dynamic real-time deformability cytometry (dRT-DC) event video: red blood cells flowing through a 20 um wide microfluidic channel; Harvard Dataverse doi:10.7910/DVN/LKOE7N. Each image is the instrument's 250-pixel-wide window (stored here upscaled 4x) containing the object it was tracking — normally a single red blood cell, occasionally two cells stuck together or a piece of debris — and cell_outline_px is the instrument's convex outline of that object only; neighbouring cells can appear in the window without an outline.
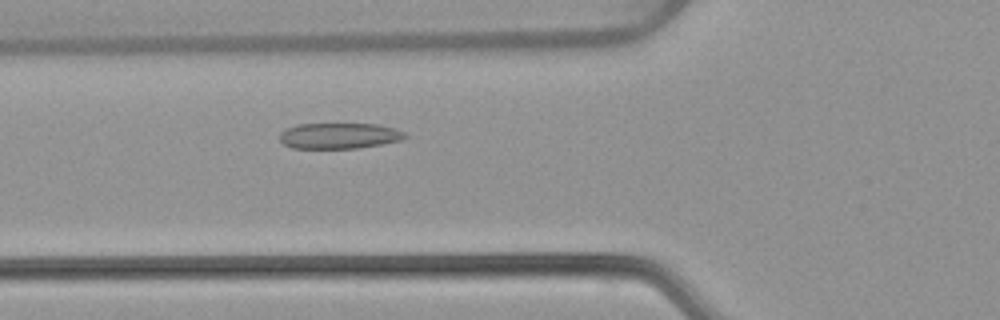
{"species": "common noctule bat (a hibernating species)", "species_latin": "Nyctalus noctula", "temperature_condition": "warm", "stored_images_in_passage": 49, "camera_frame_rate_fps": 3000, "um_per_image_px": 0.085, "animal": {"sex": "female", "body_mass_g": 22.7, "forearm_length_mm": 54.2}, "frame": {"image": 1, "passage_image": 15, "time_ms": 4.667, "image_size_px": [1000, 320], "cell_outline_px": [[408, 136], [400, 140], [380, 144], [356, 148], [292, 148], [284, 144], [280, 140], [280, 132], [296, 124], [376, 124], [396, 128], [404, 132]], "centroid_in_image_um": [28.82, 11.53], "position_along_channel_um": 97.0, "area_um2": 18.73}}
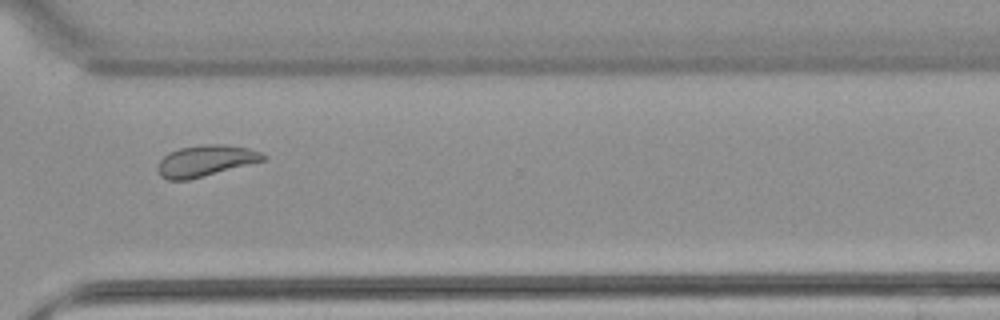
{"frame": {"image": 2, "passage_image": 35, "time_ms": 11.333, "image_size_px": [1000, 320], "cell_outline_px": [[268, 156], [264, 160], [188, 180], [168, 180], [160, 176], [156, 168], [160, 160], [168, 152], [180, 148], [200, 144], [224, 144], [248, 148], [260, 152]], "centroid_in_image_um": [17.43, 13.66], "position_along_channel_um": 353.2, "area_um2": 19.13}}
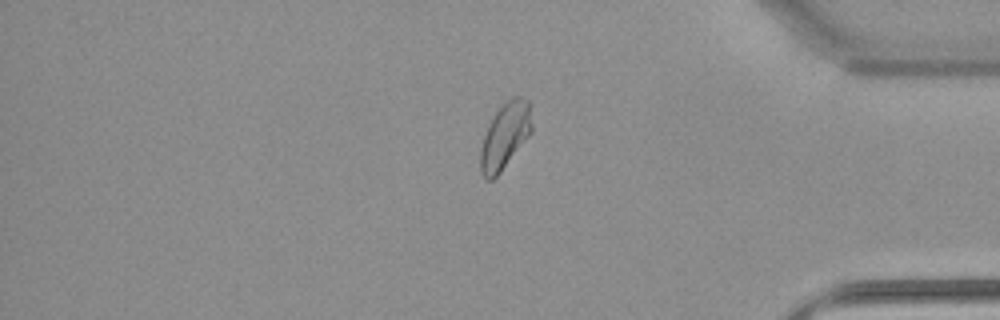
{"frame": {"image": 3, "passage_image": 40, "time_ms": 13.0, "image_size_px": [1000, 320], "cell_outline_px": [[532, 132], [500, 172], [492, 180], [488, 180], [480, 172], [480, 148], [488, 124], [496, 112], [512, 96], [520, 96], [528, 100], [532, 124]], "centroid_in_image_um": [42.92, 11.55], "position_along_channel_um": 392.3, "area_um2": 19.54}, "authors_computed_cell_mechanics": {"area_um2": 19.941, "velocity_mm_per_s": 3.8329, "shape_relaxation_time_tau1_ms": null, "shape_relaxation_time_tau2_ms": 1.7086, "deformation_change_tau1": null, "deformation_change_tau2": 0.0675}}